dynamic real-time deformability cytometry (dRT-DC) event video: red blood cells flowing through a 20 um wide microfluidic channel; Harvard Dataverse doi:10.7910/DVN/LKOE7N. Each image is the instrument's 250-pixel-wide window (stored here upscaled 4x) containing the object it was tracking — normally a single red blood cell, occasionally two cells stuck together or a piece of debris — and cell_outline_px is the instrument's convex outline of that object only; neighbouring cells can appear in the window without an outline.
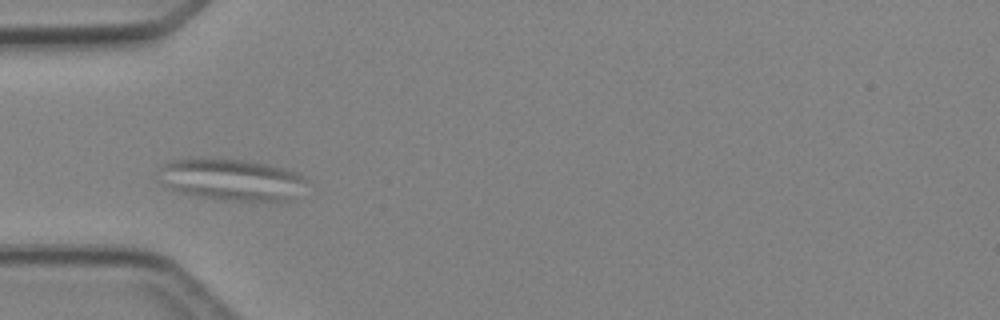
{"species": "Egyptian fruit bat (a non-hibernating species)", "species_latin": "Rousettus aegyptiacus", "temperature_condition": "cold", "stored_images_in_passage": 8, "segment_of_instrument_passage": [2, 2], "camera_frame_rate_fps": 3000, "um_per_image_px": 0.085, "animal": {"sex": "female"}, "frame": {"image": 1, "passage_image": 4, "time_ms": 4.333, "image_size_px": [1000, 320], "cell_outline_px": [[308, 180], [296, 200], [224, 200], [196, 196], [180, 192], [168, 188], [156, 180], [156, 172], [164, 164], [172, 160], [244, 160], [268, 164], [284, 168], [296, 172], [304, 176]], "centroid_in_image_um": [19.68, 15.29], "position_along_channel_um": 65.3, "area_um2": 35.89}}
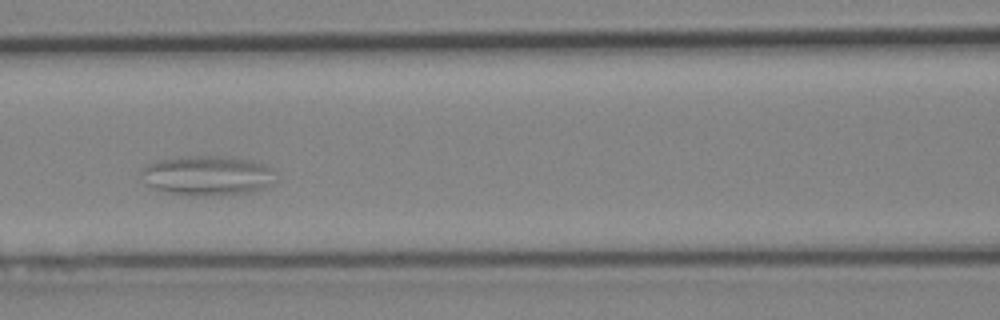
{"frame": {"image": 2, "passage_image": 6, "time_ms": 6.667, "image_size_px": [1000, 320], "cell_outline_px": [[276, 184], [252, 192], [204, 196], [188, 196], [168, 192], [156, 188], [148, 184], [140, 172], [148, 164], [160, 160], [192, 156], [224, 156], [252, 160], [264, 164], [272, 168], [276, 172]], "centroid_in_image_um": [17.74, 14.93], "position_along_channel_um": 148.9, "area_um2": 31.21}}
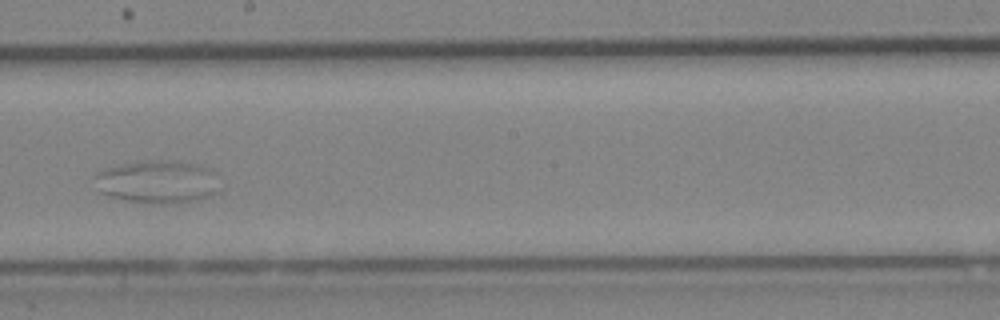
{"frame": {"image": 3, "passage_image": 8, "time_ms": 9.0, "image_size_px": [1000, 320], "cell_outline_px": [[220, 192], [200, 200], [180, 204], [152, 204], [128, 200], [108, 196], [100, 192], [96, 176], [96, 172], [104, 168], [120, 164], [148, 160], [172, 160], [200, 164], [216, 172]], "centroid_in_image_um": [13.47, 15.46], "position_along_channel_um": 234.7, "area_um2": 31.96}}